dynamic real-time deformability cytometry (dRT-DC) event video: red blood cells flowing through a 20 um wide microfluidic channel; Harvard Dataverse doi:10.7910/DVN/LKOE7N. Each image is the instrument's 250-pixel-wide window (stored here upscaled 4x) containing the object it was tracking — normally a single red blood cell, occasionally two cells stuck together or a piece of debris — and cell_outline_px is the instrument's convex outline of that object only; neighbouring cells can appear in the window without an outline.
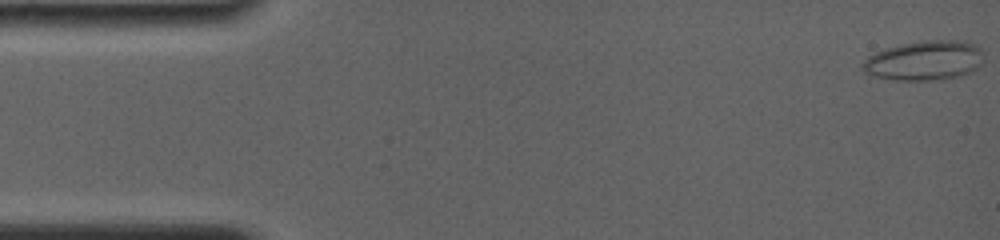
{"species": "common noctule bat (a hibernating species)", "species_latin": "Nyctalus noctula", "temperature_condition": "room temperature", "stored_images_in_passage": 35, "camera_frame_rate_fps": 4000, "um_per_image_px": 0.085, "animal": {"sex": "female", "body_mass_g": 19.0, "forearm_length_mm": 56.7}, "frame": {"image": 1, "passage_image": 1, "time_ms": 0.0, "image_size_px": [1000, 240], "cell_outline_px": [[980, 64], [972, 72], [940, 80], [896, 80], [868, 76], [860, 68], [860, 64], [868, 56], [884, 48], [900, 44], [928, 40], [956, 40], [976, 44], [980, 48]], "centroid_in_image_um": [78.48, 5.15], "position_along_channel_um": 6.5, "area_um2": 28.09}}
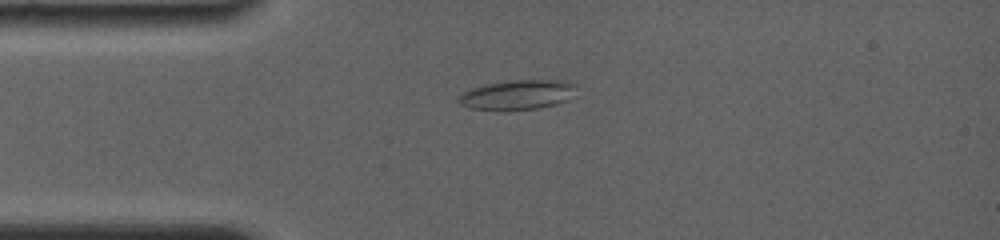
{"frame": {"image": 2, "passage_image": 28, "time_ms": 3.75, "image_size_px": [1000, 240], "cell_outline_px": [[576, 84], [568, 100], [556, 104], [540, 108], [472, 108], [460, 104], [456, 100], [464, 92], [472, 88], [488, 84], [512, 80], [564, 80]], "centroid_in_image_um": [44.02, 8.02], "position_along_channel_um": 41.0, "area_um2": 19.54}}